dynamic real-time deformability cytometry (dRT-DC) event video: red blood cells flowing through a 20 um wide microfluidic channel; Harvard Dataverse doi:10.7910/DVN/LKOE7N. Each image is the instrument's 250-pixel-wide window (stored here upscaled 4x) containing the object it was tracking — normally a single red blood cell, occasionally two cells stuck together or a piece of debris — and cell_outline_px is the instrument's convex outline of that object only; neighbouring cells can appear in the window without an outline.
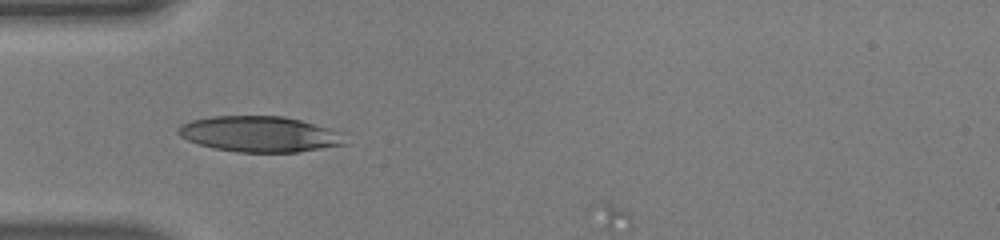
{"species": "human", "species_latin": "Homo sapiens", "temperature_condition": "warm", "stored_images_in_passage": 32, "camera_frame_rate_fps": 3000, "um_per_image_px": 0.085, "donor": {"sex": "male"}, "frame": {"image": 1, "passage_image": 1, "time_ms": 0.0, "image_size_px": [1000, 240], "cell_outline_px": [[348, 144], [296, 152], [236, 152], [212, 148], [188, 140], [180, 136], [176, 132], [176, 128], [180, 124], [192, 120], [212, 116], [284, 116], [300, 120], [344, 132]], "centroid_in_image_um": [22.09, 11.4], "position_along_channel_um": 62.9, "area_um2": 35.03}}
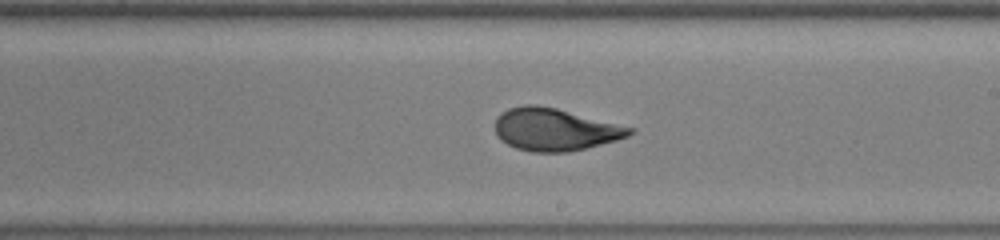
{"frame": {"image": 2, "passage_image": 14, "time_ms": 4.333, "image_size_px": [1000, 240], "cell_outline_px": [[636, 132], [628, 136], [616, 140], [568, 152], [532, 152], [516, 148], [508, 144], [496, 132], [496, 116], [500, 112], [508, 108], [524, 104], [536, 104], [556, 108], [636, 128]], "centroid_in_image_um": [47.18, 10.99], "position_along_channel_um": 241.8, "area_um2": 33.18}}
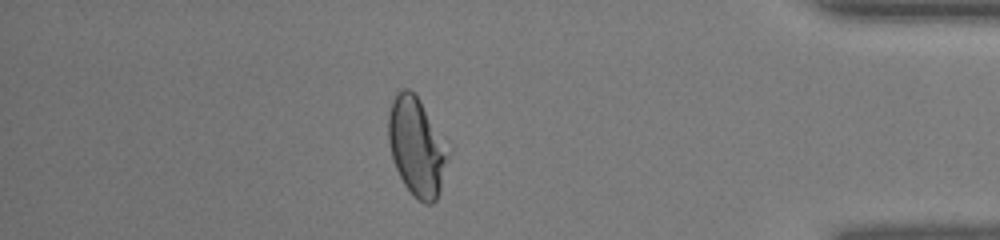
{"frame": {"image": 3, "passage_image": 28, "time_ms": 9.0, "image_size_px": [1000, 240], "cell_outline_px": [[448, 156], [440, 188], [436, 200], [432, 204], [424, 204], [404, 184], [396, 168], [388, 144], [388, 112], [392, 100], [396, 92], [404, 88], [408, 88], [420, 100]], "centroid_in_image_um": [35.34, 12.47], "position_along_channel_um": 399.9, "area_um2": 32.77}, "authors_computed_cell_mechanics": {"area_um2": 32.8304, "velocity_mm_per_s": 4.1727, "shape_relaxation_time_tau1_ms": 7.4235, "shape_relaxation_time_tau2_ms": 0.7416, "deformation_change_tau1": 0.2586, "deformation_change_tau2": 0.073}}